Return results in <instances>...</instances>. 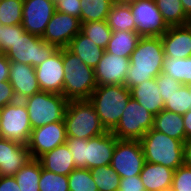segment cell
I'll return each instance as SVG.
<instances>
[{
  "mask_svg": "<svg viewBox=\"0 0 191 191\" xmlns=\"http://www.w3.org/2000/svg\"><path fill=\"white\" fill-rule=\"evenodd\" d=\"M165 54L160 36H141L130 56L125 86L131 89L156 78L163 70Z\"/></svg>",
  "mask_w": 191,
  "mask_h": 191,
  "instance_id": "cell-1",
  "label": "cell"
},
{
  "mask_svg": "<svg viewBox=\"0 0 191 191\" xmlns=\"http://www.w3.org/2000/svg\"><path fill=\"white\" fill-rule=\"evenodd\" d=\"M131 98V91L125 85H99L92 92L89 101L93 104L102 126L111 132Z\"/></svg>",
  "mask_w": 191,
  "mask_h": 191,
  "instance_id": "cell-2",
  "label": "cell"
},
{
  "mask_svg": "<svg viewBox=\"0 0 191 191\" xmlns=\"http://www.w3.org/2000/svg\"><path fill=\"white\" fill-rule=\"evenodd\" d=\"M64 65L63 95L70 100L89 99L97 87L94 69L87 66L67 47L62 48Z\"/></svg>",
  "mask_w": 191,
  "mask_h": 191,
  "instance_id": "cell-3",
  "label": "cell"
},
{
  "mask_svg": "<svg viewBox=\"0 0 191 191\" xmlns=\"http://www.w3.org/2000/svg\"><path fill=\"white\" fill-rule=\"evenodd\" d=\"M145 162L161 164L176 170L184 164V143L153 128L140 139Z\"/></svg>",
  "mask_w": 191,
  "mask_h": 191,
  "instance_id": "cell-4",
  "label": "cell"
},
{
  "mask_svg": "<svg viewBox=\"0 0 191 191\" xmlns=\"http://www.w3.org/2000/svg\"><path fill=\"white\" fill-rule=\"evenodd\" d=\"M64 123L67 137L88 140L106 132L89 99L68 101Z\"/></svg>",
  "mask_w": 191,
  "mask_h": 191,
  "instance_id": "cell-5",
  "label": "cell"
},
{
  "mask_svg": "<svg viewBox=\"0 0 191 191\" xmlns=\"http://www.w3.org/2000/svg\"><path fill=\"white\" fill-rule=\"evenodd\" d=\"M22 101L27 108L32 129L64 121L68 100L62 94L39 91Z\"/></svg>",
  "mask_w": 191,
  "mask_h": 191,
  "instance_id": "cell-6",
  "label": "cell"
},
{
  "mask_svg": "<svg viewBox=\"0 0 191 191\" xmlns=\"http://www.w3.org/2000/svg\"><path fill=\"white\" fill-rule=\"evenodd\" d=\"M154 114L131 98L116 127L111 131L119 140H140L153 128Z\"/></svg>",
  "mask_w": 191,
  "mask_h": 191,
  "instance_id": "cell-7",
  "label": "cell"
},
{
  "mask_svg": "<svg viewBox=\"0 0 191 191\" xmlns=\"http://www.w3.org/2000/svg\"><path fill=\"white\" fill-rule=\"evenodd\" d=\"M31 132L28 111L22 100H17L1 108V138L27 145Z\"/></svg>",
  "mask_w": 191,
  "mask_h": 191,
  "instance_id": "cell-8",
  "label": "cell"
},
{
  "mask_svg": "<svg viewBox=\"0 0 191 191\" xmlns=\"http://www.w3.org/2000/svg\"><path fill=\"white\" fill-rule=\"evenodd\" d=\"M57 49L55 45L49 44L41 37L24 32L5 55L10 62L36 67L51 57Z\"/></svg>",
  "mask_w": 191,
  "mask_h": 191,
  "instance_id": "cell-9",
  "label": "cell"
},
{
  "mask_svg": "<svg viewBox=\"0 0 191 191\" xmlns=\"http://www.w3.org/2000/svg\"><path fill=\"white\" fill-rule=\"evenodd\" d=\"M144 164L140 140H117L110 166L121 178L140 175Z\"/></svg>",
  "mask_w": 191,
  "mask_h": 191,
  "instance_id": "cell-10",
  "label": "cell"
},
{
  "mask_svg": "<svg viewBox=\"0 0 191 191\" xmlns=\"http://www.w3.org/2000/svg\"><path fill=\"white\" fill-rule=\"evenodd\" d=\"M66 140L65 123L59 121L32 129L27 146L31 157L38 159L44 153L64 144Z\"/></svg>",
  "mask_w": 191,
  "mask_h": 191,
  "instance_id": "cell-11",
  "label": "cell"
},
{
  "mask_svg": "<svg viewBox=\"0 0 191 191\" xmlns=\"http://www.w3.org/2000/svg\"><path fill=\"white\" fill-rule=\"evenodd\" d=\"M80 31V19L55 11L41 38L58 49L66 48Z\"/></svg>",
  "mask_w": 191,
  "mask_h": 191,
  "instance_id": "cell-12",
  "label": "cell"
},
{
  "mask_svg": "<svg viewBox=\"0 0 191 191\" xmlns=\"http://www.w3.org/2000/svg\"><path fill=\"white\" fill-rule=\"evenodd\" d=\"M137 24V32L142 36H161L168 26L156 7L154 0H135L130 2Z\"/></svg>",
  "mask_w": 191,
  "mask_h": 191,
  "instance_id": "cell-13",
  "label": "cell"
},
{
  "mask_svg": "<svg viewBox=\"0 0 191 191\" xmlns=\"http://www.w3.org/2000/svg\"><path fill=\"white\" fill-rule=\"evenodd\" d=\"M55 11L52 0H23L21 25L25 32L42 37Z\"/></svg>",
  "mask_w": 191,
  "mask_h": 191,
  "instance_id": "cell-14",
  "label": "cell"
},
{
  "mask_svg": "<svg viewBox=\"0 0 191 191\" xmlns=\"http://www.w3.org/2000/svg\"><path fill=\"white\" fill-rule=\"evenodd\" d=\"M35 74L41 91L52 92L63 95L64 65L62 59V48L35 67Z\"/></svg>",
  "mask_w": 191,
  "mask_h": 191,
  "instance_id": "cell-15",
  "label": "cell"
},
{
  "mask_svg": "<svg viewBox=\"0 0 191 191\" xmlns=\"http://www.w3.org/2000/svg\"><path fill=\"white\" fill-rule=\"evenodd\" d=\"M129 65L130 58L119 57L104 51L94 69L97 86L124 85Z\"/></svg>",
  "mask_w": 191,
  "mask_h": 191,
  "instance_id": "cell-16",
  "label": "cell"
},
{
  "mask_svg": "<svg viewBox=\"0 0 191 191\" xmlns=\"http://www.w3.org/2000/svg\"><path fill=\"white\" fill-rule=\"evenodd\" d=\"M31 159L27 145L0 137V176H14Z\"/></svg>",
  "mask_w": 191,
  "mask_h": 191,
  "instance_id": "cell-17",
  "label": "cell"
},
{
  "mask_svg": "<svg viewBox=\"0 0 191 191\" xmlns=\"http://www.w3.org/2000/svg\"><path fill=\"white\" fill-rule=\"evenodd\" d=\"M117 140L118 138L110 131L88 139L86 168L92 170L95 167L110 165Z\"/></svg>",
  "mask_w": 191,
  "mask_h": 191,
  "instance_id": "cell-18",
  "label": "cell"
},
{
  "mask_svg": "<svg viewBox=\"0 0 191 191\" xmlns=\"http://www.w3.org/2000/svg\"><path fill=\"white\" fill-rule=\"evenodd\" d=\"M8 81L13 88L17 100H24L41 91L35 74V67L28 64L10 62Z\"/></svg>",
  "mask_w": 191,
  "mask_h": 191,
  "instance_id": "cell-19",
  "label": "cell"
},
{
  "mask_svg": "<svg viewBox=\"0 0 191 191\" xmlns=\"http://www.w3.org/2000/svg\"><path fill=\"white\" fill-rule=\"evenodd\" d=\"M160 37L165 57L182 59L191 56V29L187 25L170 26Z\"/></svg>",
  "mask_w": 191,
  "mask_h": 191,
  "instance_id": "cell-20",
  "label": "cell"
},
{
  "mask_svg": "<svg viewBox=\"0 0 191 191\" xmlns=\"http://www.w3.org/2000/svg\"><path fill=\"white\" fill-rule=\"evenodd\" d=\"M174 170L161 164L145 162L140 173L146 191H170Z\"/></svg>",
  "mask_w": 191,
  "mask_h": 191,
  "instance_id": "cell-21",
  "label": "cell"
},
{
  "mask_svg": "<svg viewBox=\"0 0 191 191\" xmlns=\"http://www.w3.org/2000/svg\"><path fill=\"white\" fill-rule=\"evenodd\" d=\"M38 160L42 168L56 174L68 176L76 169L72 154L66 143L44 153Z\"/></svg>",
  "mask_w": 191,
  "mask_h": 191,
  "instance_id": "cell-22",
  "label": "cell"
},
{
  "mask_svg": "<svg viewBox=\"0 0 191 191\" xmlns=\"http://www.w3.org/2000/svg\"><path fill=\"white\" fill-rule=\"evenodd\" d=\"M131 97L152 114L164 109L165 102L160 95L156 78L149 79L130 89Z\"/></svg>",
  "mask_w": 191,
  "mask_h": 191,
  "instance_id": "cell-23",
  "label": "cell"
},
{
  "mask_svg": "<svg viewBox=\"0 0 191 191\" xmlns=\"http://www.w3.org/2000/svg\"><path fill=\"white\" fill-rule=\"evenodd\" d=\"M67 48L77 55L83 63L93 69H95L105 51V49L96 45L81 31L71 40Z\"/></svg>",
  "mask_w": 191,
  "mask_h": 191,
  "instance_id": "cell-24",
  "label": "cell"
},
{
  "mask_svg": "<svg viewBox=\"0 0 191 191\" xmlns=\"http://www.w3.org/2000/svg\"><path fill=\"white\" fill-rule=\"evenodd\" d=\"M153 129L164 133L171 138L186 141L185 128L183 124V116L168 110H162L154 116Z\"/></svg>",
  "mask_w": 191,
  "mask_h": 191,
  "instance_id": "cell-25",
  "label": "cell"
},
{
  "mask_svg": "<svg viewBox=\"0 0 191 191\" xmlns=\"http://www.w3.org/2000/svg\"><path fill=\"white\" fill-rule=\"evenodd\" d=\"M106 22L112 31L137 32V24L129 3L114 2Z\"/></svg>",
  "mask_w": 191,
  "mask_h": 191,
  "instance_id": "cell-26",
  "label": "cell"
},
{
  "mask_svg": "<svg viewBox=\"0 0 191 191\" xmlns=\"http://www.w3.org/2000/svg\"><path fill=\"white\" fill-rule=\"evenodd\" d=\"M141 36L140 33L133 31H112L105 51L119 57L130 58Z\"/></svg>",
  "mask_w": 191,
  "mask_h": 191,
  "instance_id": "cell-27",
  "label": "cell"
},
{
  "mask_svg": "<svg viewBox=\"0 0 191 191\" xmlns=\"http://www.w3.org/2000/svg\"><path fill=\"white\" fill-rule=\"evenodd\" d=\"M41 164L38 159L29 160L14 178L21 191H40Z\"/></svg>",
  "mask_w": 191,
  "mask_h": 191,
  "instance_id": "cell-28",
  "label": "cell"
},
{
  "mask_svg": "<svg viewBox=\"0 0 191 191\" xmlns=\"http://www.w3.org/2000/svg\"><path fill=\"white\" fill-rule=\"evenodd\" d=\"M165 24L170 26L186 25L185 14L180 0H154Z\"/></svg>",
  "mask_w": 191,
  "mask_h": 191,
  "instance_id": "cell-29",
  "label": "cell"
},
{
  "mask_svg": "<svg viewBox=\"0 0 191 191\" xmlns=\"http://www.w3.org/2000/svg\"><path fill=\"white\" fill-rule=\"evenodd\" d=\"M114 0H80L81 23L106 21Z\"/></svg>",
  "mask_w": 191,
  "mask_h": 191,
  "instance_id": "cell-30",
  "label": "cell"
},
{
  "mask_svg": "<svg viewBox=\"0 0 191 191\" xmlns=\"http://www.w3.org/2000/svg\"><path fill=\"white\" fill-rule=\"evenodd\" d=\"M163 73L181 82L183 85L191 83V56L188 58L165 57Z\"/></svg>",
  "mask_w": 191,
  "mask_h": 191,
  "instance_id": "cell-31",
  "label": "cell"
},
{
  "mask_svg": "<svg viewBox=\"0 0 191 191\" xmlns=\"http://www.w3.org/2000/svg\"><path fill=\"white\" fill-rule=\"evenodd\" d=\"M81 32L103 49H106L112 36V29L106 21L81 23Z\"/></svg>",
  "mask_w": 191,
  "mask_h": 191,
  "instance_id": "cell-32",
  "label": "cell"
},
{
  "mask_svg": "<svg viewBox=\"0 0 191 191\" xmlns=\"http://www.w3.org/2000/svg\"><path fill=\"white\" fill-rule=\"evenodd\" d=\"M91 173L99 191H117L119 189L121 177L110 165L95 167Z\"/></svg>",
  "mask_w": 191,
  "mask_h": 191,
  "instance_id": "cell-33",
  "label": "cell"
},
{
  "mask_svg": "<svg viewBox=\"0 0 191 191\" xmlns=\"http://www.w3.org/2000/svg\"><path fill=\"white\" fill-rule=\"evenodd\" d=\"M69 191H99L91 170L76 168L68 175Z\"/></svg>",
  "mask_w": 191,
  "mask_h": 191,
  "instance_id": "cell-34",
  "label": "cell"
},
{
  "mask_svg": "<svg viewBox=\"0 0 191 191\" xmlns=\"http://www.w3.org/2000/svg\"><path fill=\"white\" fill-rule=\"evenodd\" d=\"M23 0H0V24L5 26L22 23Z\"/></svg>",
  "mask_w": 191,
  "mask_h": 191,
  "instance_id": "cell-35",
  "label": "cell"
},
{
  "mask_svg": "<svg viewBox=\"0 0 191 191\" xmlns=\"http://www.w3.org/2000/svg\"><path fill=\"white\" fill-rule=\"evenodd\" d=\"M191 109V96L186 85H182L171 96L167 97L164 110L184 115Z\"/></svg>",
  "mask_w": 191,
  "mask_h": 191,
  "instance_id": "cell-36",
  "label": "cell"
},
{
  "mask_svg": "<svg viewBox=\"0 0 191 191\" xmlns=\"http://www.w3.org/2000/svg\"><path fill=\"white\" fill-rule=\"evenodd\" d=\"M40 191H69L68 176L50 172L41 166Z\"/></svg>",
  "mask_w": 191,
  "mask_h": 191,
  "instance_id": "cell-37",
  "label": "cell"
},
{
  "mask_svg": "<svg viewBox=\"0 0 191 191\" xmlns=\"http://www.w3.org/2000/svg\"><path fill=\"white\" fill-rule=\"evenodd\" d=\"M24 32L21 24L10 26L0 24V54L7 53Z\"/></svg>",
  "mask_w": 191,
  "mask_h": 191,
  "instance_id": "cell-38",
  "label": "cell"
},
{
  "mask_svg": "<svg viewBox=\"0 0 191 191\" xmlns=\"http://www.w3.org/2000/svg\"><path fill=\"white\" fill-rule=\"evenodd\" d=\"M65 143L72 154L76 168H86L87 139L67 137Z\"/></svg>",
  "mask_w": 191,
  "mask_h": 191,
  "instance_id": "cell-39",
  "label": "cell"
},
{
  "mask_svg": "<svg viewBox=\"0 0 191 191\" xmlns=\"http://www.w3.org/2000/svg\"><path fill=\"white\" fill-rule=\"evenodd\" d=\"M170 191H191V167L183 164L174 170Z\"/></svg>",
  "mask_w": 191,
  "mask_h": 191,
  "instance_id": "cell-40",
  "label": "cell"
},
{
  "mask_svg": "<svg viewBox=\"0 0 191 191\" xmlns=\"http://www.w3.org/2000/svg\"><path fill=\"white\" fill-rule=\"evenodd\" d=\"M156 82L158 84V89L164 102L167 101V97L171 96L173 93H175L176 90H179L180 87L183 85L181 82L173 79L172 77L166 75L163 72H161L156 77Z\"/></svg>",
  "mask_w": 191,
  "mask_h": 191,
  "instance_id": "cell-41",
  "label": "cell"
},
{
  "mask_svg": "<svg viewBox=\"0 0 191 191\" xmlns=\"http://www.w3.org/2000/svg\"><path fill=\"white\" fill-rule=\"evenodd\" d=\"M55 10L66 13L80 19L81 22V3L80 0H58L55 3Z\"/></svg>",
  "mask_w": 191,
  "mask_h": 191,
  "instance_id": "cell-42",
  "label": "cell"
},
{
  "mask_svg": "<svg viewBox=\"0 0 191 191\" xmlns=\"http://www.w3.org/2000/svg\"><path fill=\"white\" fill-rule=\"evenodd\" d=\"M117 191H146L139 175L120 179Z\"/></svg>",
  "mask_w": 191,
  "mask_h": 191,
  "instance_id": "cell-43",
  "label": "cell"
},
{
  "mask_svg": "<svg viewBox=\"0 0 191 191\" xmlns=\"http://www.w3.org/2000/svg\"><path fill=\"white\" fill-rule=\"evenodd\" d=\"M17 101L9 81L0 82V107Z\"/></svg>",
  "mask_w": 191,
  "mask_h": 191,
  "instance_id": "cell-44",
  "label": "cell"
},
{
  "mask_svg": "<svg viewBox=\"0 0 191 191\" xmlns=\"http://www.w3.org/2000/svg\"><path fill=\"white\" fill-rule=\"evenodd\" d=\"M0 191H21L14 176H0Z\"/></svg>",
  "mask_w": 191,
  "mask_h": 191,
  "instance_id": "cell-45",
  "label": "cell"
},
{
  "mask_svg": "<svg viewBox=\"0 0 191 191\" xmlns=\"http://www.w3.org/2000/svg\"><path fill=\"white\" fill-rule=\"evenodd\" d=\"M10 61L5 54H0V82L9 80Z\"/></svg>",
  "mask_w": 191,
  "mask_h": 191,
  "instance_id": "cell-46",
  "label": "cell"
},
{
  "mask_svg": "<svg viewBox=\"0 0 191 191\" xmlns=\"http://www.w3.org/2000/svg\"><path fill=\"white\" fill-rule=\"evenodd\" d=\"M184 164L191 167V138L184 142Z\"/></svg>",
  "mask_w": 191,
  "mask_h": 191,
  "instance_id": "cell-47",
  "label": "cell"
},
{
  "mask_svg": "<svg viewBox=\"0 0 191 191\" xmlns=\"http://www.w3.org/2000/svg\"><path fill=\"white\" fill-rule=\"evenodd\" d=\"M182 116H183V124L185 128L186 138L190 139L191 138V109Z\"/></svg>",
  "mask_w": 191,
  "mask_h": 191,
  "instance_id": "cell-48",
  "label": "cell"
},
{
  "mask_svg": "<svg viewBox=\"0 0 191 191\" xmlns=\"http://www.w3.org/2000/svg\"><path fill=\"white\" fill-rule=\"evenodd\" d=\"M182 8L187 16L191 14V0H180Z\"/></svg>",
  "mask_w": 191,
  "mask_h": 191,
  "instance_id": "cell-49",
  "label": "cell"
},
{
  "mask_svg": "<svg viewBox=\"0 0 191 191\" xmlns=\"http://www.w3.org/2000/svg\"><path fill=\"white\" fill-rule=\"evenodd\" d=\"M115 2H120V3H130L133 2L135 0H114Z\"/></svg>",
  "mask_w": 191,
  "mask_h": 191,
  "instance_id": "cell-50",
  "label": "cell"
},
{
  "mask_svg": "<svg viewBox=\"0 0 191 191\" xmlns=\"http://www.w3.org/2000/svg\"><path fill=\"white\" fill-rule=\"evenodd\" d=\"M186 25L191 29V14L188 16V20H187Z\"/></svg>",
  "mask_w": 191,
  "mask_h": 191,
  "instance_id": "cell-51",
  "label": "cell"
},
{
  "mask_svg": "<svg viewBox=\"0 0 191 191\" xmlns=\"http://www.w3.org/2000/svg\"><path fill=\"white\" fill-rule=\"evenodd\" d=\"M186 86L188 87V91H189L190 96H191V83H190V84H187Z\"/></svg>",
  "mask_w": 191,
  "mask_h": 191,
  "instance_id": "cell-52",
  "label": "cell"
}]
</instances>
